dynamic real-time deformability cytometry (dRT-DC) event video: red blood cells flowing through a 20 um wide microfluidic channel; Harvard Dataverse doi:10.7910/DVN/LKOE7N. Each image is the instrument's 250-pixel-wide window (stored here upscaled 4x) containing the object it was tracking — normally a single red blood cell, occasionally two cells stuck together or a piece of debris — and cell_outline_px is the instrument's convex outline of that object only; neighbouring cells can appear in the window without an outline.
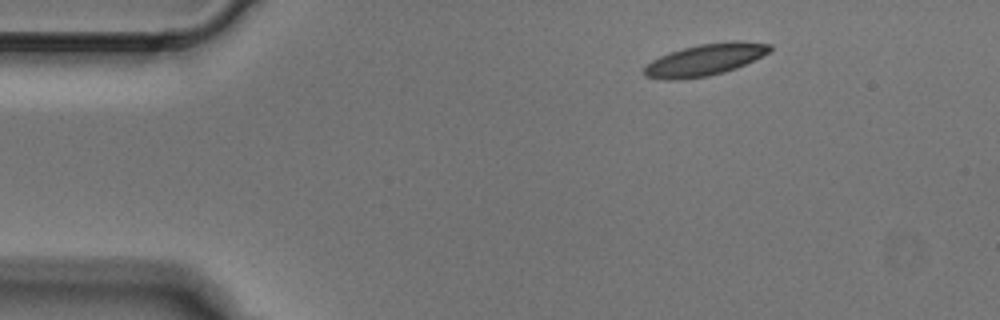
{"species": "Egyptian fruit bat (a non-hibernating species)", "species_latin": "Rousettus aegyptiacus", "temperature_condition": "cold", "stored_images_in_passage": 4, "segment_of_instrument_passage": [1, 2], "camera_frame_rate_fps": 3000, "um_per_image_px": 0.085, "animal": {"sex": "male"}, "frame": {"image": 1, "passage_image": 1, "time_ms": 0.0, "image_size_px": [1000, 320], "cell_outline_px": [[772, 52], [736, 68], [724, 72], [708, 76], [676, 80], [664, 80], [644, 76], [644, 68], [652, 60], [668, 52], [700, 44], [732, 40], [740, 40], [772, 44]], "centroid_in_image_um": [59.97, 5.07], "position_along_channel_um": 25.0, "area_um2": 23.47}}
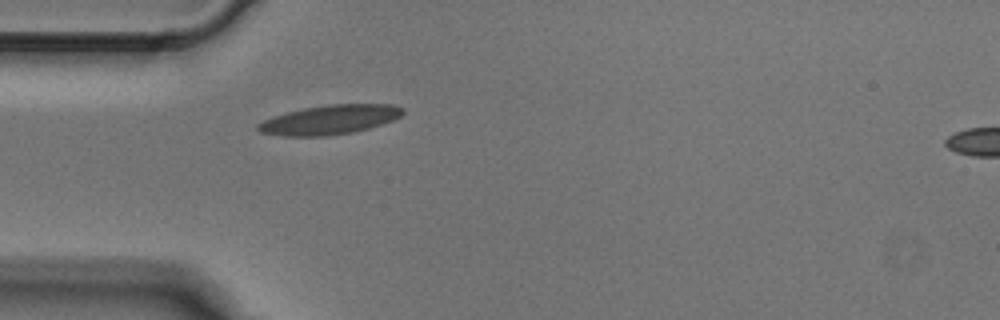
{"frame": {"image": 2, "passage_image": 3, "time_ms": 0.667, "image_size_px": [1000, 320], "cell_outline_px": [[404, 112], [400, 116], [392, 120], [368, 128], [352, 132], [324, 136], [284, 136], [260, 132], [256, 128], [256, 124], [264, 120], [288, 112], [304, 108], [328, 104], [392, 104], [404, 108]], "centroid_in_image_um": [28.02, 10.17], "position_along_channel_um": 57.0, "area_um2": 24.51}}